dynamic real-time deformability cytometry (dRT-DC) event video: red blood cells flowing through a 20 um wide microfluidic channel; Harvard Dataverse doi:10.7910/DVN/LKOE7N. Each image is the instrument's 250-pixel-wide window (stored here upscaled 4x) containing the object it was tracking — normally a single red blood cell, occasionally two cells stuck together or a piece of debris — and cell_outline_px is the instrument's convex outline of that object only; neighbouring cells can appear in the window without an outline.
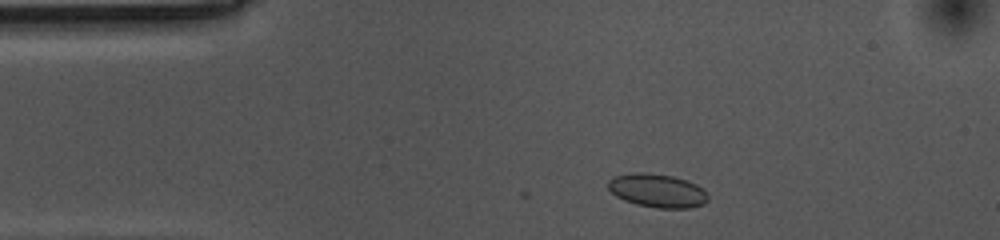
{"species": "common noctule bat (a hibernating species)", "species_latin": "Nyctalus noctula", "temperature_condition": "cold", "stored_images_in_passage": 22, "camera_frame_rate_fps": 3000, "um_per_image_px": 0.085, "animal": {"sex": "female", "body_mass_g": 10.0, "forearm_length_mm": 53.1}, "frame": {"image": 1, "passage_image": 3, "time_ms": 0.667, "image_size_px": [1000, 240], "cell_outline_px": [[708, 200], [704, 204], [688, 208], [656, 208], [636, 204], [624, 200], [616, 196], [608, 188], [608, 180], [612, 176], [632, 172], [644, 172], [672, 176], [696, 184], [708, 196]], "centroid_in_image_um": [55.82, 16.2], "position_along_channel_um": 29.2, "area_um2": 19.48}}
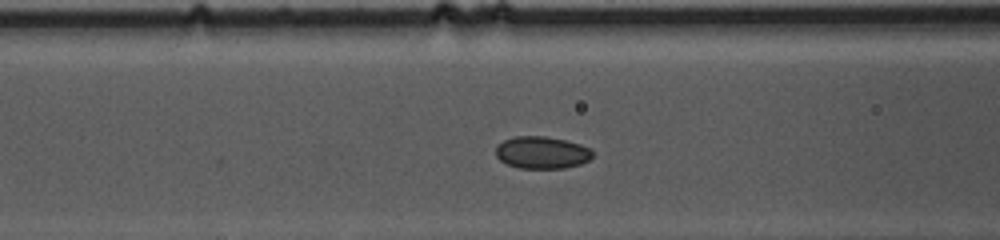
{"frame": {"image": 2, "passage_image": 14, "time_ms": 4.333, "image_size_px": [1000, 240], "cell_outline_px": [[592, 156], [588, 160], [580, 164], [564, 168], [520, 168], [508, 164], [500, 160], [496, 156], [496, 148], [504, 140], [516, 136], [544, 136], [564, 140], [580, 144], [588, 148], [592, 152]], "centroid_in_image_um": [46.05, 12.97], "position_along_channel_um": 120.6, "area_um2": 17.92}}
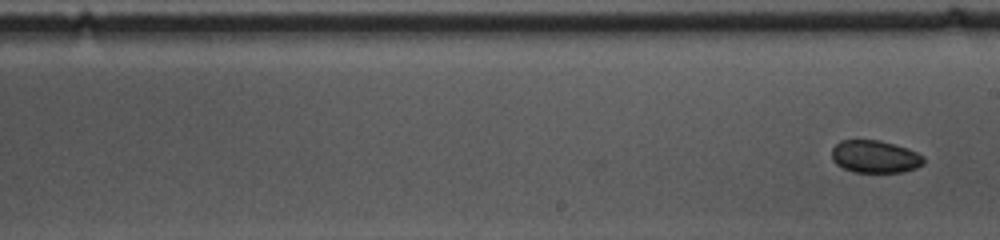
{"frame": {"image": 3, "passage_image": 22, "time_ms": 7.0, "image_size_px": [1000, 240], "cell_outline_px": [[924, 164], [916, 168], [900, 172], [852, 172], [836, 164], [832, 160], [832, 148], [840, 140], [880, 140], [908, 148], [924, 156]], "centroid_in_image_um": [74.37, 13.31], "position_along_channel_um": 214.6, "area_um2": 17.51}}